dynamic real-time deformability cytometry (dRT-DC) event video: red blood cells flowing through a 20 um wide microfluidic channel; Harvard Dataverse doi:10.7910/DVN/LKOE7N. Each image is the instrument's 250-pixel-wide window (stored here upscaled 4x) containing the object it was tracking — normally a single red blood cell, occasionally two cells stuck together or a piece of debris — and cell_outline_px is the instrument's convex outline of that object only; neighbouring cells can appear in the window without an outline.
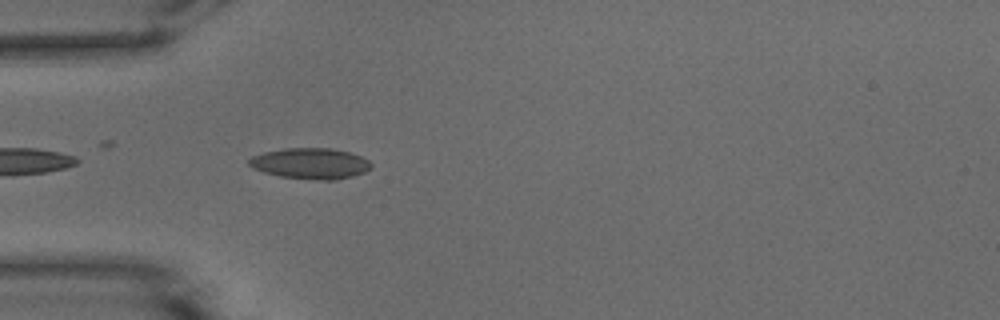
{"species": "common noctule bat (a hibernating species)", "species_latin": "Nyctalus noctula", "temperature_condition": "warm", "stored_images_in_passage": 12, "camera_frame_rate_fps": 3000, "um_per_image_px": 0.085, "animal": {"sex": "male", "body_mass_g": 15.6}, "frame": {"image": 1, "passage_image": 3, "time_ms": 0.667, "image_size_px": [1000, 320], "cell_outline_px": [[372, 168], [364, 172], [352, 176], [336, 180], [324, 180], [280, 176], [264, 172], [252, 168], [248, 164], [248, 160], [252, 156], [264, 152], [284, 148], [332, 148], [348, 152], [360, 156], [368, 160], [372, 164]], "centroid_in_image_um": [26.38, 13.89], "position_along_channel_um": 58.6, "area_um2": 21.91}}